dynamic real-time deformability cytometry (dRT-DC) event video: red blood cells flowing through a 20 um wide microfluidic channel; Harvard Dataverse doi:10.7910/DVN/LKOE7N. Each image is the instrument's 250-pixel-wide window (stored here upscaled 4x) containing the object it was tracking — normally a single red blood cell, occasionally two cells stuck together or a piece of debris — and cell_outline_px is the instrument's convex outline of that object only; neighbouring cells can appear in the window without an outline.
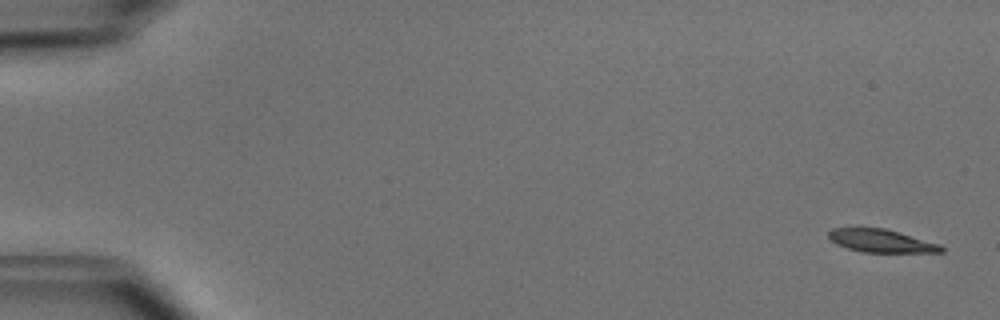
{"species": "common noctule bat (a hibernating species)", "species_latin": "Nyctalus noctula", "temperature_condition": "cold", "stored_images_in_passage": 9, "camera_frame_rate_fps": 3000, "um_per_image_px": 0.085, "animal": {"sex": "male", "body_mass_g": 15.6}, "frame": {"image": 1, "passage_image": 1, "time_ms": 0.0, "image_size_px": [1000, 320], "cell_outline_px": [[944, 252], [864, 252], [848, 248], [836, 244], [828, 236], [828, 232], [832, 228], [884, 228], [900, 232], [940, 244], [944, 248]], "centroid_in_image_um": [74.92, 20.47], "position_along_channel_um": 10.1, "area_um2": 14.97}}